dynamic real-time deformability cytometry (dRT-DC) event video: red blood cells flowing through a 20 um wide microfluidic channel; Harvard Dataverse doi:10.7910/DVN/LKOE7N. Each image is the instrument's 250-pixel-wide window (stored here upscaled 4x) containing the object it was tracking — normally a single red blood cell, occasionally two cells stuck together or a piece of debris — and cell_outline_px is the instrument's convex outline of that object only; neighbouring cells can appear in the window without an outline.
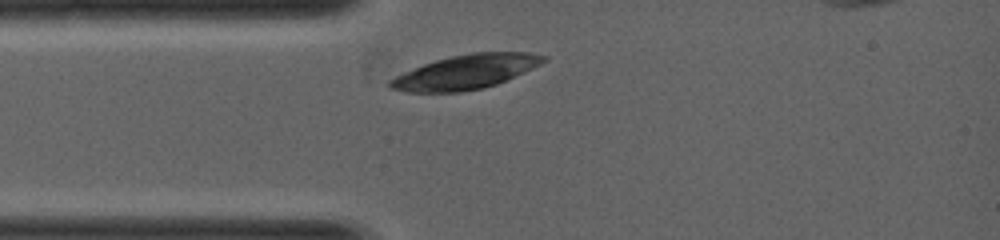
{"species": "common noctule bat (a hibernating species)", "species_latin": "Nyctalus noctula", "temperature_condition": "warm", "stored_images_in_passage": 23, "camera_frame_rate_fps": 5000, "um_per_image_px": 0.085, "animal": {"sex": "female", "body_mass_g": 19.0, "forearm_length_mm": 53.3}, "frame": {"image": 1, "passage_image": 1, "time_ms": 0.0, "image_size_px": [1000, 240], "cell_outline_px": [[548, 60], [524, 72], [496, 84], [484, 88], [460, 92], [408, 92], [388, 88], [388, 80], [404, 72], [424, 64], [436, 60], [452, 56], [472, 52], [528, 52], [548, 56]], "centroid_in_image_um": [39.59, 6.11], "position_along_channel_um": 45.4, "area_um2": 30.52}}
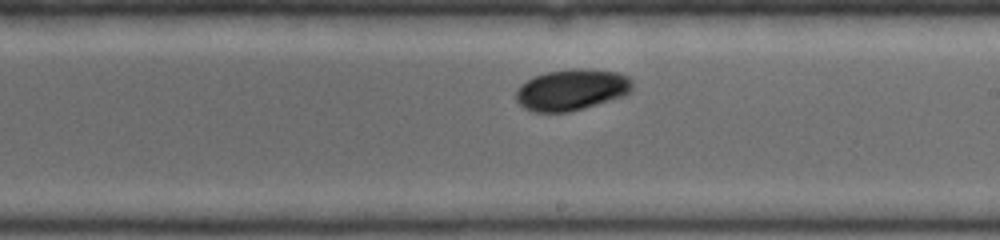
{"frame": {"image": 2, "passage_image": 13, "time_ms": 2.4, "image_size_px": [1000, 240], "cell_outline_px": [[632, 88], [624, 96], [584, 108], [568, 112], [532, 112], [524, 108], [516, 100], [516, 88], [520, 84], [532, 76], [544, 72], [576, 68], [588, 68], [620, 72], [628, 76], [632, 80]], "centroid_in_image_um": [48.57, 7.61], "position_along_channel_um": 240.4, "area_um2": 28.38}}
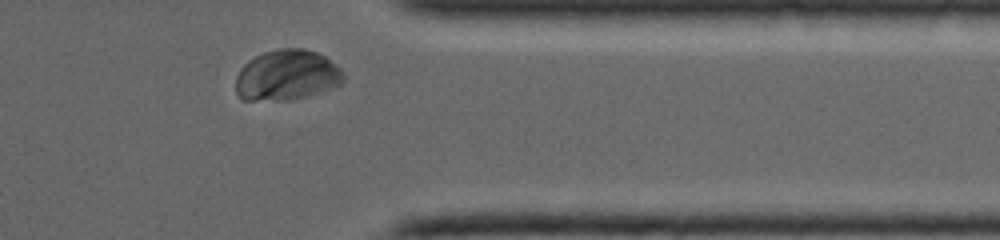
{"frame": {"image": 3, "passage_image": 22, "time_ms": 4.2, "image_size_px": [1000, 240], "cell_outline_px": [[344, 80], [340, 84], [304, 96], [288, 100], [240, 100], [236, 92], [236, 76], [240, 68], [248, 60], [264, 52], [276, 48], [304, 48], [316, 52], [324, 56], [336, 64], [344, 72]], "centroid_in_image_um": [24.34, 6.37], "position_along_channel_um": 387.1, "area_um2": 31.67}}